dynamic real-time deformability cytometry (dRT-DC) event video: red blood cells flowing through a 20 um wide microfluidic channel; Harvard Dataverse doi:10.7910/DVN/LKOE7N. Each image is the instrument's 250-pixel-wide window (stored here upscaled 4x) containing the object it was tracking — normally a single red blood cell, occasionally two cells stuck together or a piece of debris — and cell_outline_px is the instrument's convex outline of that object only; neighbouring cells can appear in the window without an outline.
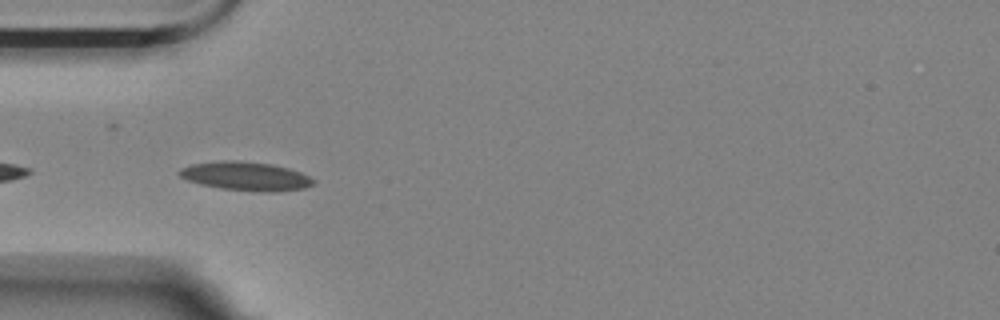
{"species": "Egyptian fruit bat (a non-hibernating species)", "species_latin": "Rousettus aegyptiacus", "temperature_condition": "room temperature", "stored_images_in_passage": 25, "camera_frame_rate_fps": 3000, "um_per_image_px": 0.085, "animal": {"sex": "female"}, "frame": {"image": 1, "passage_image": 2, "time_ms": 0.333, "image_size_px": [1000, 320], "cell_outline_px": [[316, 184], [304, 188], [272, 192], [260, 192], [220, 188], [200, 184], [188, 180], [180, 176], [176, 172], [180, 168], [192, 164], [220, 160], [240, 160], [272, 164], [288, 168], [300, 172], [316, 180]], "centroid_in_image_um": [20.89, 14.97], "position_along_channel_um": 64.1, "area_um2": 22.66}}
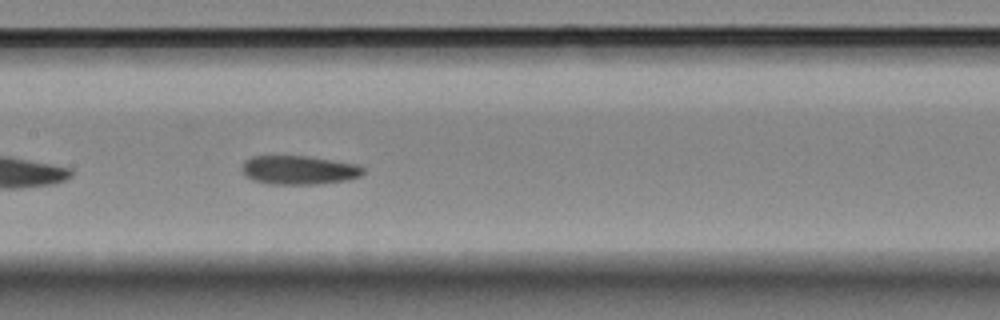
{"frame": {"image": 2, "passage_image": 12, "time_ms": 3.667, "image_size_px": [1000, 320], "cell_outline_px": [[364, 172], [360, 176], [348, 180], [316, 184], [268, 184], [252, 180], [244, 176], [240, 168], [244, 160], [252, 156], [308, 156], [356, 164], [364, 168]], "centroid_in_image_um": [25.35, 14.45], "position_along_channel_um": 182.0, "area_um2": 20.58}}
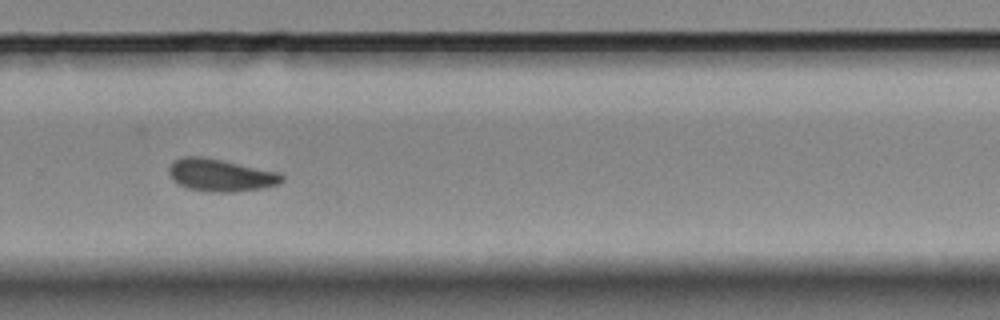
{"frame": {"image": 3, "passage_image": 23, "time_ms": 7.333, "image_size_px": [1000, 320], "cell_outline_px": [[284, 180], [276, 184], [264, 188], [228, 192], [212, 192], [188, 188], [172, 180], [168, 172], [168, 168], [176, 160], [184, 156], [200, 156], [280, 172], [284, 176]], "centroid_in_image_um": [18.76, 14.89], "position_along_channel_um": 311.0, "area_um2": 21.1}}